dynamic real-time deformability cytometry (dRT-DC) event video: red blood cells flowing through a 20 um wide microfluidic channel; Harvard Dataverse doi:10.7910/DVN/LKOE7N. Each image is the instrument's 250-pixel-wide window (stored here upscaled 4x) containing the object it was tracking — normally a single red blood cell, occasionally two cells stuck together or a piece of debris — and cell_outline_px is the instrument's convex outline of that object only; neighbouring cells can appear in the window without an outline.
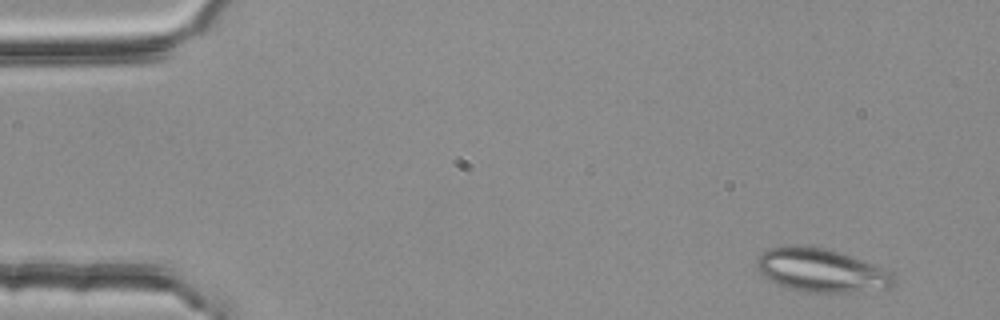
{"species": "common noctule bat (a hibernating species)", "species_latin": "Nyctalus noctula", "temperature_condition": "room temperature", "stored_images_in_passage": 5, "camera_frame_rate_fps": 3000, "um_per_image_px": 0.085, "animal": {"sex": "female", "body_mass_g": 25.1}, "frame": {"image": 1, "passage_image": 1, "time_ms": 0.0, "image_size_px": [1000, 320], "cell_outline_px": [[896, 284], [888, 288], [856, 292], [800, 292], [788, 288], [764, 276], [756, 268], [756, 260], [760, 252], [768, 248], [824, 248], [840, 252], [872, 264], [892, 272], [896, 276]], "centroid_in_image_um": [69.85, 23.02], "position_along_channel_um": 15.1, "area_um2": 34.1}}